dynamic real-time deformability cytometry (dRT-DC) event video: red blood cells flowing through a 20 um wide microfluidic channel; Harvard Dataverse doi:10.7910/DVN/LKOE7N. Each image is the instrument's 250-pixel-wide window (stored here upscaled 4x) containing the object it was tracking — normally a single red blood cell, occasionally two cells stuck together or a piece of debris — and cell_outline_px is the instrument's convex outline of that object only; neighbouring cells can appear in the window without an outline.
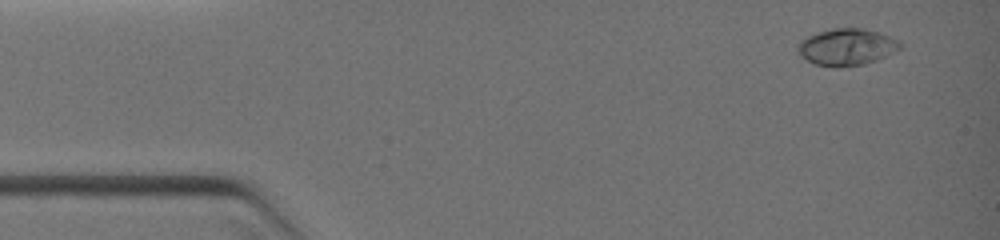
{"species": "common noctule bat (a hibernating species)", "species_latin": "Nyctalus noctula", "temperature_condition": "warm", "stored_images_in_passage": 4, "camera_frame_rate_fps": 3000, "um_per_image_px": 0.085, "animal": {"sex": "female", "body_mass_g": 19.0, "forearm_length_mm": 51.5}, "frame": {"image": 1, "passage_image": 1, "time_ms": 0.0, "image_size_px": [1000, 240], "cell_outline_px": [[900, 48], [876, 60], [864, 64], [816, 64], [800, 56], [796, 48], [796, 44], [800, 40], [816, 32], [832, 28], [864, 28], [880, 32], [896, 40], [900, 44]], "centroid_in_image_um": [71.92, 3.94], "position_along_channel_um": 13.1, "area_um2": 21.21}}
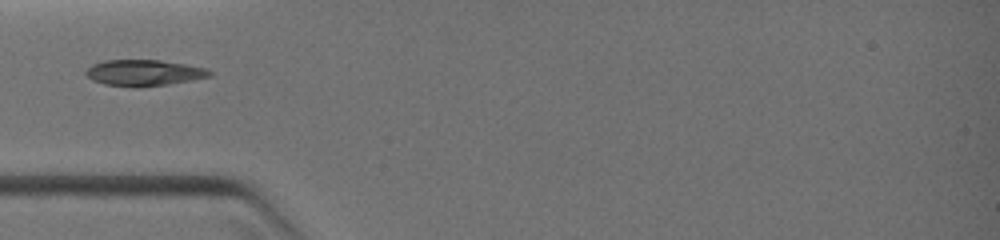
{"frame": {"image": 2, "passage_image": 4, "time_ms": 3.0, "image_size_px": [1000, 240], "cell_outline_px": [[216, 72], [212, 76], [168, 84], [104, 84], [92, 80], [84, 72], [92, 64], [104, 60], [160, 60], [208, 68]], "centroid_in_image_um": [12.3, 6.13], "position_along_channel_um": 72.7, "area_um2": 18.09}}